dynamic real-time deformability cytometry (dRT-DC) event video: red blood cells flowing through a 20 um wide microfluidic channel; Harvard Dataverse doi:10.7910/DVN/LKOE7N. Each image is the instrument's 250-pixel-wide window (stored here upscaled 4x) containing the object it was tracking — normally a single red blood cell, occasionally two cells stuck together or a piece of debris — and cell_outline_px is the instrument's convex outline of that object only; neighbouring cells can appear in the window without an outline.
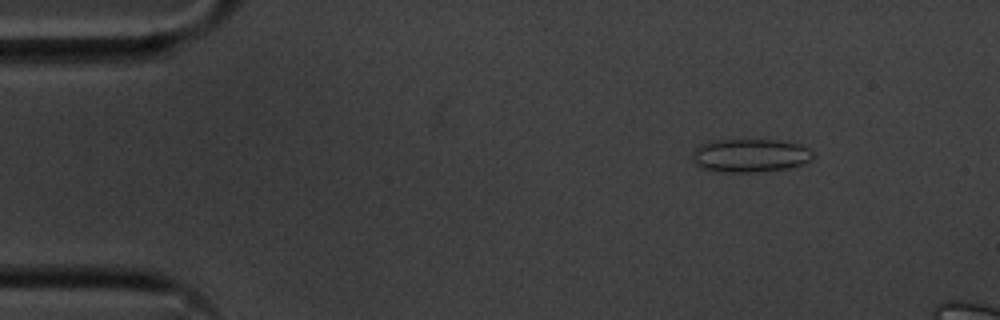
{"species": "common noctule bat (a hibernating species)", "species_latin": "Nyctalus noctula", "temperature_condition": "cold", "stored_images_in_passage": 15, "camera_frame_rate_fps": 3000, "um_per_image_px": 0.085, "animal": {"sex": "male", "body_mass_g": 20.1, "forearm_length_mm": 53.5}, "frame": {"image": 1, "passage_image": 7, "time_ms": 2.0, "image_size_px": [1000, 320], "cell_outline_px": [[812, 156], [804, 164], [792, 168], [756, 172], [712, 172], [700, 168], [692, 160], [692, 152], [700, 144], [712, 140], [776, 140], [800, 144], [808, 148], [812, 152]], "centroid_in_image_um": [63.71, 13.23], "position_along_channel_um": 21.3, "area_um2": 23.76}}